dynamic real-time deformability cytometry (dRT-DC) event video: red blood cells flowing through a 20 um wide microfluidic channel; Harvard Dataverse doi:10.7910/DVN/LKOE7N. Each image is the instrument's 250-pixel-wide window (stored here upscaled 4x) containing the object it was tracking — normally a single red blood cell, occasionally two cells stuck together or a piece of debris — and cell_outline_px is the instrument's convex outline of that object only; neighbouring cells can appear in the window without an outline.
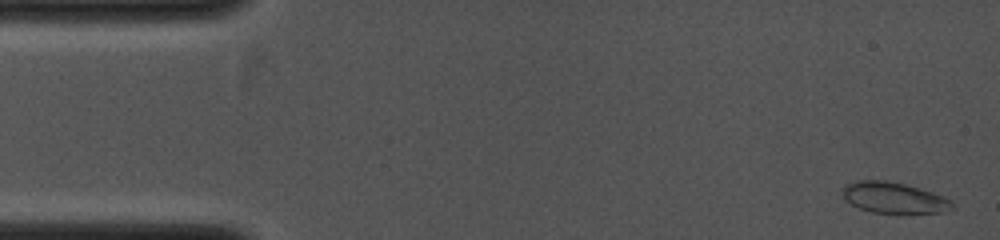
{"species": "common noctule bat (a hibernating species)", "species_latin": "Nyctalus noctula", "temperature_condition": "cold", "stored_images_in_passage": 15, "camera_frame_rate_fps": 4000, "um_per_image_px": 0.085, "animal": {"sex": "female", "body_mass_g": 19.0, "forearm_length_mm": 53.3}, "frame": {"image": 1, "passage_image": 1, "time_ms": 0.0, "image_size_px": [1000, 240], "cell_outline_px": [[956, 208], [940, 212], [908, 216], [900, 216], [872, 212], [860, 208], [844, 200], [840, 192], [840, 188], [844, 184], [856, 180], [888, 180], [920, 188], [944, 196], [952, 200], [956, 204]], "centroid_in_image_um": [76.0, 16.85], "position_along_channel_um": 9.0, "area_um2": 21.1}}
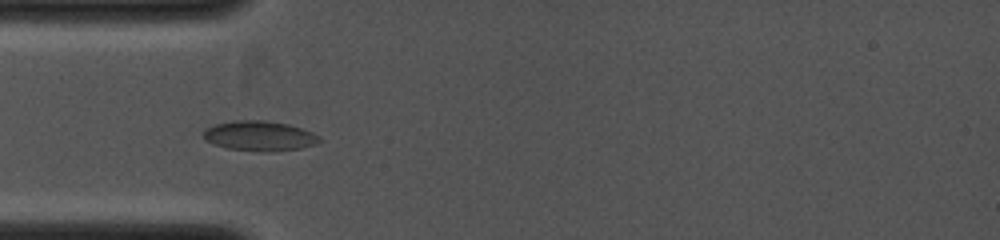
{"frame": {"image": 2, "passage_image": 12, "time_ms": 3.25, "image_size_px": [1000, 240], "cell_outline_px": [[324, 140], [300, 148], [228, 148], [212, 144], [204, 140], [204, 128], [216, 124], [232, 120], [264, 120], [288, 124], [312, 132], [320, 136]], "centroid_in_image_um": [22.01, 11.48], "position_along_channel_um": 63.0, "area_um2": 19.19}}
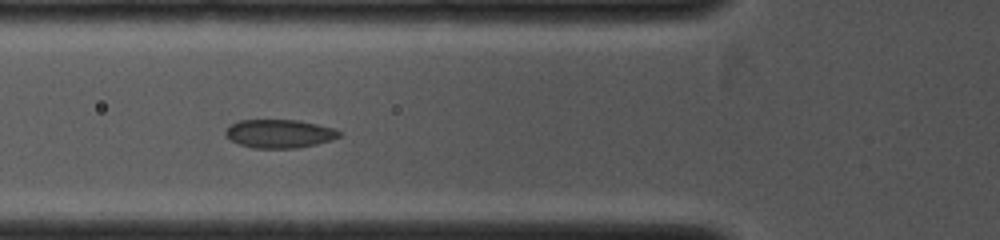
{"frame": {"image": 3, "passage_image": 14, "time_ms": 4.0, "image_size_px": [1000, 240], "cell_outline_px": [[340, 136], [332, 140], [316, 144], [296, 148], [252, 148], [240, 144], [224, 136], [224, 132], [228, 124], [240, 120], [300, 120], [332, 128], [340, 132]], "centroid_in_image_um": [23.7, 11.36], "position_along_channel_um": 102.1, "area_um2": 18.9}}